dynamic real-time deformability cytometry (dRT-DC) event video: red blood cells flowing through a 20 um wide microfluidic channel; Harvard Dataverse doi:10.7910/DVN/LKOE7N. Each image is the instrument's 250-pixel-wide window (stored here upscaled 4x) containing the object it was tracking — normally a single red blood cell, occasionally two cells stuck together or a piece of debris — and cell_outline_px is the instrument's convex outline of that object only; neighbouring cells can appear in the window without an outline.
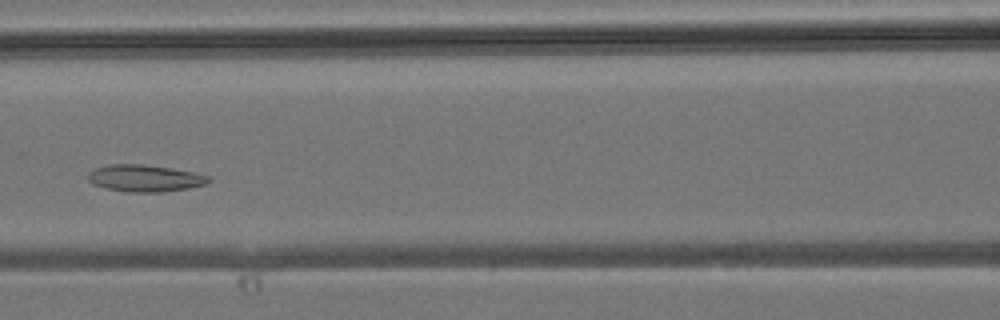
{"species": "common noctule bat (a hibernating species)", "species_latin": "Nyctalus noctula", "temperature_condition": "room temperature", "stored_images_in_passage": 34, "camera_frame_rate_fps": 3000, "um_per_image_px": 0.085, "animal": {"sex": "male", "body_mass_g": 19.2, "forearm_length_mm": 51.8}, "frame": {"image": 1, "passage_image": 13, "time_ms": 4.0, "image_size_px": [1000, 320], "cell_outline_px": [[212, 180], [204, 184], [188, 188], [164, 192], [128, 192], [108, 188], [92, 184], [88, 180], [88, 172], [96, 168], [108, 164], [140, 164], [172, 168], [192, 172], [208, 176]], "centroid_in_image_um": [12.29, 15.15], "position_along_channel_um": 154.3, "area_um2": 18.79}}
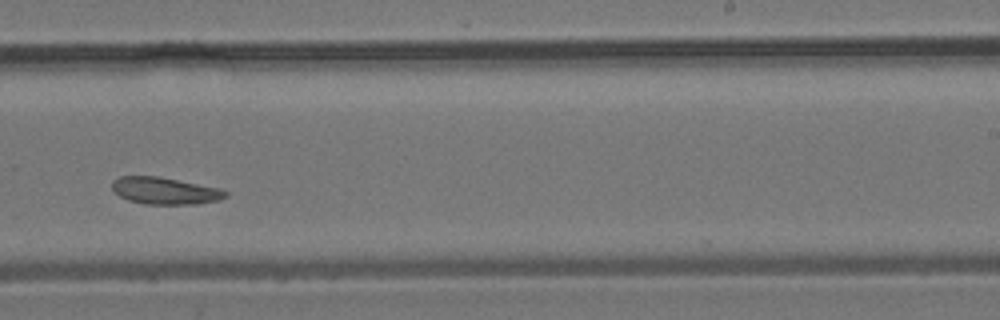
{"frame": {"image": 2, "passage_image": 20, "time_ms": 6.333, "image_size_px": [1000, 320], "cell_outline_px": [[228, 196], [220, 200], [196, 204], [144, 204], [128, 200], [120, 196], [112, 188], [112, 180], [120, 176], [160, 176], [220, 188], [228, 192]], "centroid_in_image_um": [14.04, 16.21], "position_along_channel_um": 275.0, "area_um2": 17.98}}
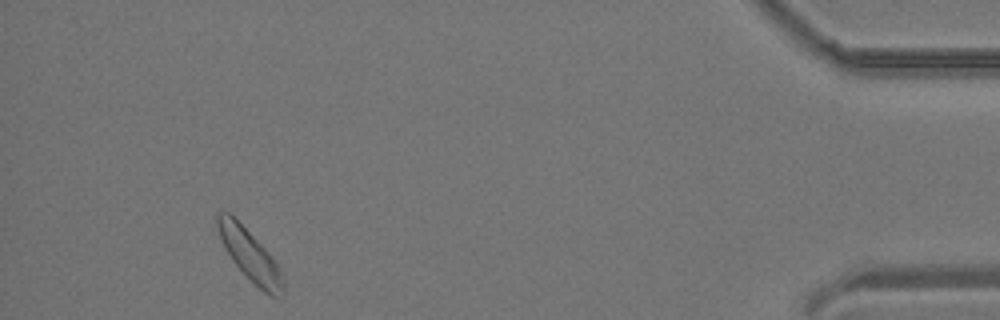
{"frame": {"image": 3, "passage_image": 32, "time_ms": 10.333, "image_size_px": [1000, 320], "cell_outline_px": [[284, 292], [272, 296], [264, 292], [232, 260], [220, 240], [216, 224], [216, 212], [228, 212], [268, 252], [276, 264], [284, 280]], "centroid_in_image_um": [21.2, 21.66], "position_along_channel_um": 414.0, "area_um2": 18.61}}